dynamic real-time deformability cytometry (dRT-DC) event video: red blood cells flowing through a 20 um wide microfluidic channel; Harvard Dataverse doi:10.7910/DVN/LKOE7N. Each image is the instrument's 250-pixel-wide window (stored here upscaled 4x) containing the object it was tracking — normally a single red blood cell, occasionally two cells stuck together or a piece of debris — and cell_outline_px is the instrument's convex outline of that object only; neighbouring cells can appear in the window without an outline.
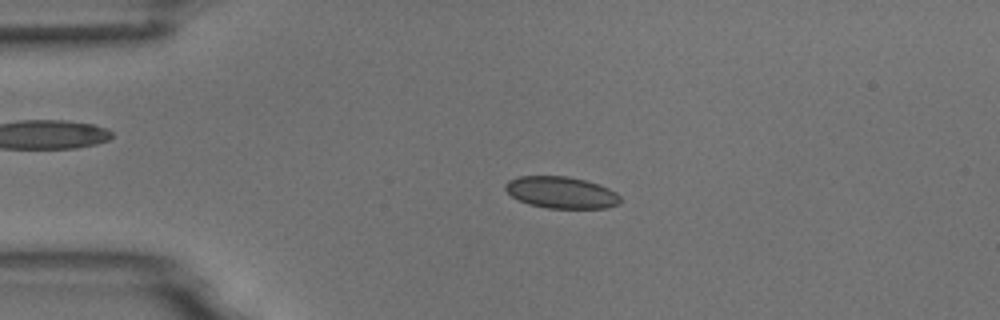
{"species": "common noctule bat (a hibernating species)", "species_latin": "Nyctalus noctula", "temperature_condition": "room temperature", "stored_images_in_passage": 54, "camera_frame_rate_fps": 3000, "um_per_image_px": 0.085, "animal": {"sex": "male", "body_mass_g": 18.8}, "frame": {"image": 1, "passage_image": 12, "time_ms": 3.667, "image_size_px": [1000, 320], "cell_outline_px": [[620, 204], [608, 208], [548, 208], [528, 204], [512, 196], [504, 188], [504, 184], [508, 180], [520, 176], [568, 176], [584, 180], [608, 188], [616, 192], [620, 196]], "centroid_in_image_um": [47.7, 16.36], "position_along_channel_um": 37.3, "area_um2": 21.21}}
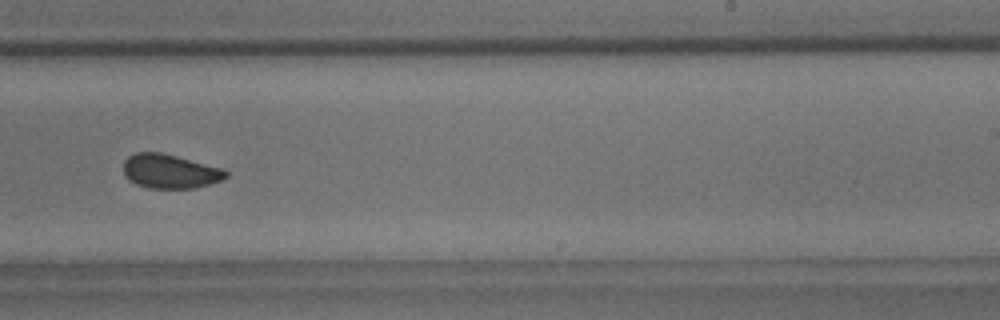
{"frame": {"image": 2, "passage_image": 34, "time_ms": 11.0, "image_size_px": [1000, 320], "cell_outline_px": [[228, 176], [220, 180], [208, 184], [192, 188], [148, 188], [136, 184], [128, 180], [124, 176], [124, 160], [128, 156], [136, 152], [160, 152], [224, 168], [228, 172]], "centroid_in_image_um": [14.42, 14.55], "position_along_channel_um": 274.6, "area_um2": 20.4}}
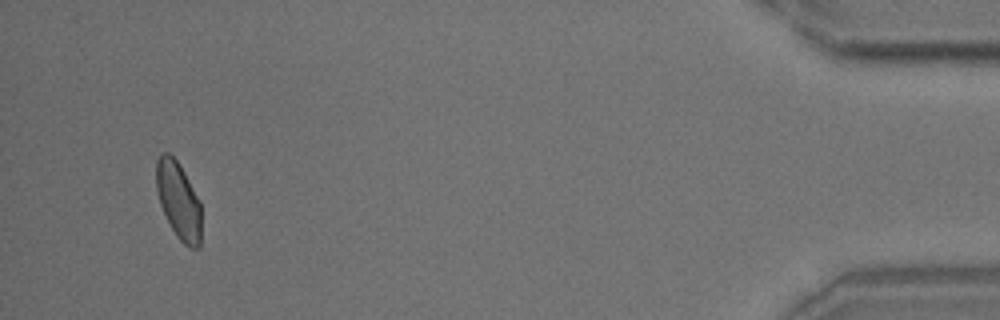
{"frame": {"image": 3, "passage_image": 52, "time_ms": 17.0, "image_size_px": [1000, 320], "cell_outline_px": [[200, 248], [192, 248], [184, 244], [176, 236], [160, 204], [156, 192], [156, 160], [160, 152], [168, 152], [180, 164], [200, 200]], "centroid_in_image_um": [15.16, 17.0], "position_along_channel_um": 420.0, "area_um2": 20.29}, "authors_computed_cell_mechanics": {"area_um2": 20.9814, "velocity_mm_per_s": 3.6804, "shape_relaxation_time_tau1_ms": 3.446, "shape_relaxation_time_tau2_ms": 1.2417, "deformation_change_tau1": 0.0861, "deformation_change_tau2": 0.0571}}